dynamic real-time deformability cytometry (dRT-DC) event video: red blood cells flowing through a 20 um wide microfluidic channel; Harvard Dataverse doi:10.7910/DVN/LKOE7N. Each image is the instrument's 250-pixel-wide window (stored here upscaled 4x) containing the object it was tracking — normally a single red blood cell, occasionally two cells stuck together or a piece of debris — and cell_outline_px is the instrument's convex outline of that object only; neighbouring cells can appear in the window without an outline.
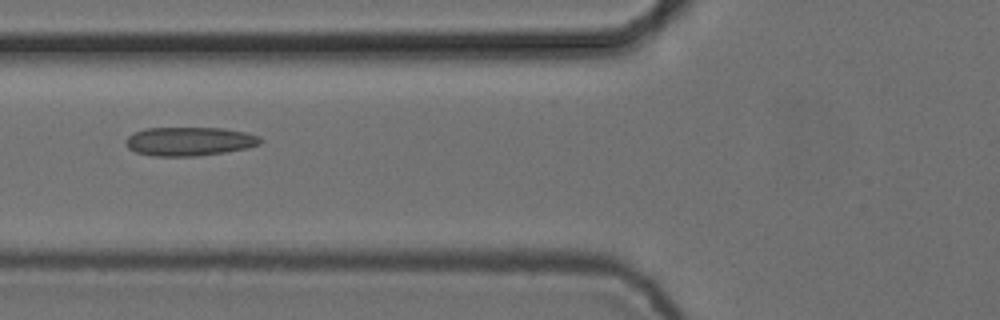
{"species": "common noctule bat (a hibernating species)", "species_latin": "Nyctalus noctula", "temperature_condition": "cold", "stored_images_in_passage": 8, "camera_frame_rate_fps": 3000, "um_per_image_px": 0.085, "animal": {"sex": "female", "body_mass_g": 24.6, "forearm_length_mm": 56.2}, "frame": {"image": 1, "passage_image": 6, "time_ms": 1.667, "image_size_px": [1000, 320], "cell_outline_px": [[264, 140], [260, 144], [248, 148], [224, 152], [196, 156], [152, 156], [136, 152], [128, 148], [124, 144], [124, 140], [132, 132], [144, 128], [224, 128], [244, 132], [260, 136]], "centroid_in_image_um": [16.07, 12.01], "position_along_channel_um": 109.7, "area_um2": 22.83}}
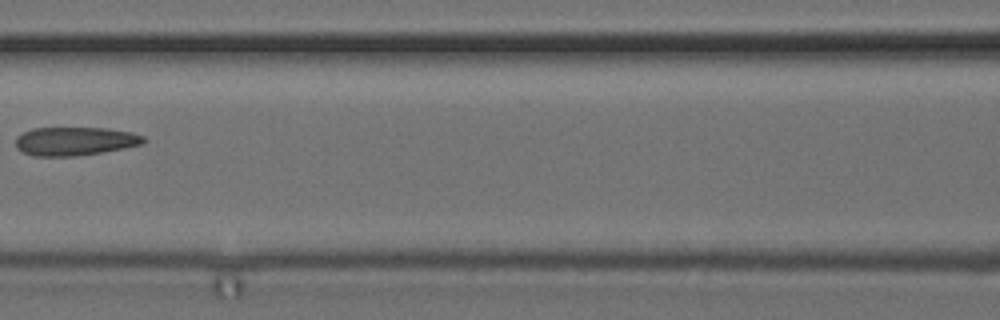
{"frame": {"image": 2, "passage_image": 7, "time_ms": 2.0, "image_size_px": [1000, 320], "cell_outline_px": [[148, 140], [144, 144], [124, 148], [76, 156], [32, 156], [16, 148], [16, 136], [32, 128], [108, 128], [132, 132], [144, 136]], "centroid_in_image_um": [6.4, 12.0], "position_along_channel_um": 160.2, "area_um2": 21.39}}
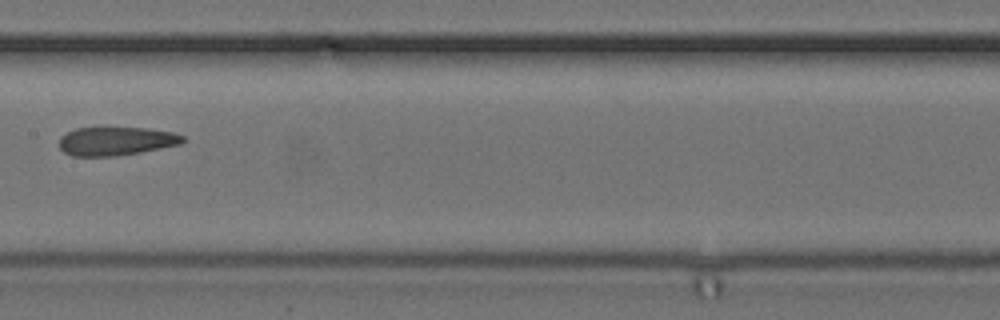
{"frame": {"image": 3, "passage_image": 8, "time_ms": 2.333, "image_size_px": [1000, 320], "cell_outline_px": [[188, 140], [180, 144], [140, 152], [116, 156], [72, 156], [64, 152], [60, 148], [60, 136], [76, 128], [144, 128], [172, 132], [184, 136]], "centroid_in_image_um": [9.88, 12.0], "position_along_channel_um": 197.5, "area_um2": 20.46}}